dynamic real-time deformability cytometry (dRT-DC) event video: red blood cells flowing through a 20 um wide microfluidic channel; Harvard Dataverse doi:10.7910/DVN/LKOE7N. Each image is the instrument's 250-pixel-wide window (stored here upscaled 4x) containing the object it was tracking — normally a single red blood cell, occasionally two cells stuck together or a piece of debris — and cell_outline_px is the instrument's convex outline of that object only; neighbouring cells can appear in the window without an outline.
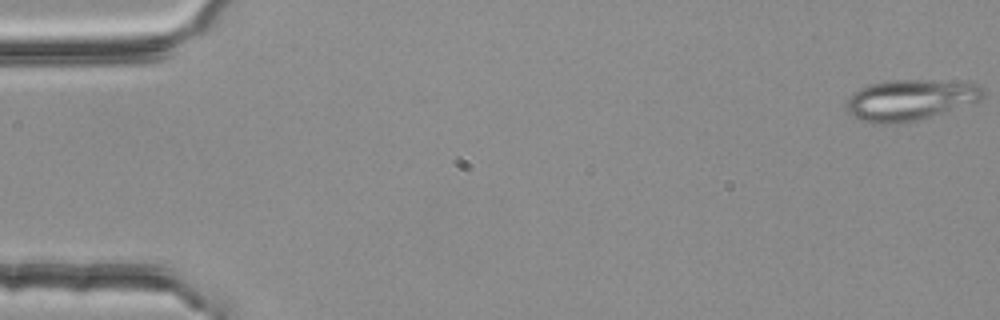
{"species": "common noctule bat (a hibernating species)", "species_latin": "Nyctalus noctula", "temperature_condition": "room temperature", "stored_images_in_passage": 54, "camera_frame_rate_fps": 3000, "um_per_image_px": 0.085, "animal": {"sex": "female", "body_mass_g": 25.1}, "frame": {"image": 1, "passage_image": 1, "time_ms": 0.0, "image_size_px": [1000, 320], "cell_outline_px": [[984, 96], [980, 100], [916, 120], [896, 124], [872, 124], [848, 112], [848, 100], [852, 92], [868, 84], [888, 80], [932, 80], [980, 84], [984, 88]], "centroid_in_image_um": [77.35, 8.47], "position_along_channel_um": 7.6, "area_um2": 32.14}}
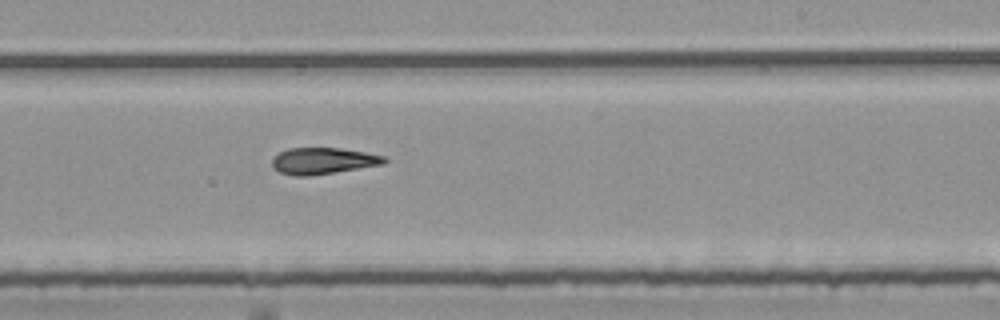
{"frame": {"image": 2, "passage_image": 33, "time_ms": 10.667, "image_size_px": [1000, 320], "cell_outline_px": [[388, 160], [384, 164], [308, 176], [292, 176], [280, 172], [272, 164], [272, 160], [280, 152], [288, 148], [340, 148], [364, 152], [384, 156]], "centroid_in_image_um": [27.46, 13.67], "position_along_channel_um": 261.5, "area_um2": 17.05}}
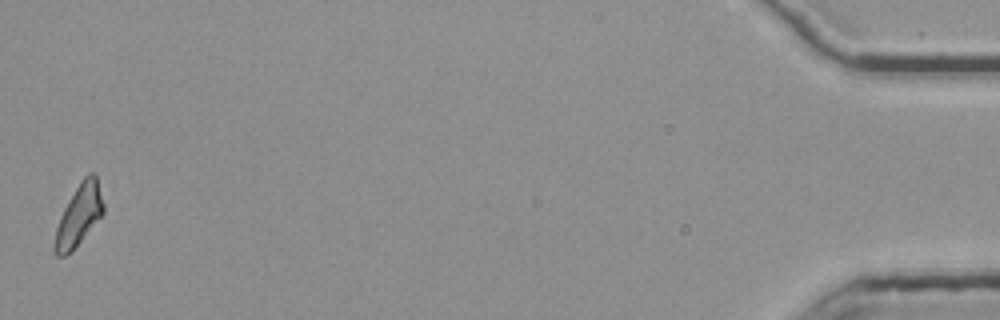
{"frame": {"image": 3, "passage_image": 54, "time_ms": 17.667, "image_size_px": [1000, 320], "cell_outline_px": [[104, 212], [72, 252], [64, 256], [56, 256], [52, 252], [52, 244], [56, 228], [60, 216], [68, 200], [80, 180], [88, 172], [92, 172], [96, 176], [104, 204]], "centroid_in_image_um": [6.67, 18.32], "position_along_channel_um": 428.5, "area_um2": 17.57}}